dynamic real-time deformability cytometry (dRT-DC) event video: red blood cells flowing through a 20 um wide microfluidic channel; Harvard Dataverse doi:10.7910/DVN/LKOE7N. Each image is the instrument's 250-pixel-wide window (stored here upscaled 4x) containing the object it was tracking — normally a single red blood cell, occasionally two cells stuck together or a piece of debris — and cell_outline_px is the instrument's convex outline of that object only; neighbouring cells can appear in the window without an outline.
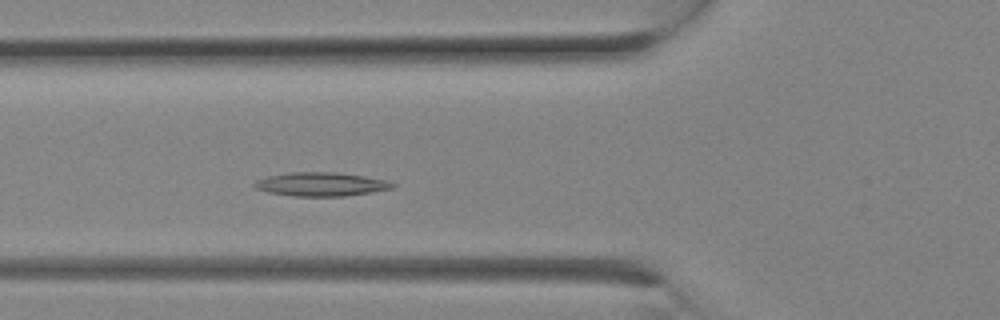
{"species": "Egyptian fruit bat (a non-hibernating species)", "species_latin": "Rousettus aegyptiacus", "temperature_condition": "room temperature", "stored_images_in_passage": 4, "camera_frame_rate_fps": 3000, "um_per_image_px": 0.085, "animal": {"sex": "female"}, "frame": {"image": 1, "passage_image": 4, "time_ms": 1.0, "image_size_px": [1000, 320], "cell_outline_px": [[396, 184], [392, 188], [344, 196], [296, 196], [268, 192], [256, 188], [252, 184], [256, 180], [268, 176], [288, 172], [336, 172], [364, 176], [388, 180]], "centroid_in_image_um": [27.27, 15.65], "position_along_channel_um": 98.5, "area_um2": 18.96}}